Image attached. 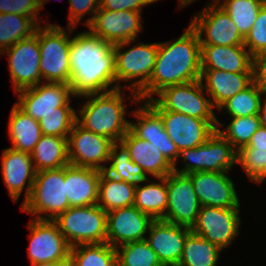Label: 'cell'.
Returning a JSON list of instances; mask_svg holds the SVG:
<instances>
[{
	"mask_svg": "<svg viewBox=\"0 0 266 266\" xmlns=\"http://www.w3.org/2000/svg\"><path fill=\"white\" fill-rule=\"evenodd\" d=\"M114 45L89 30L72 37L70 75L72 95L82 97L117 89Z\"/></svg>",
	"mask_w": 266,
	"mask_h": 266,
	"instance_id": "1",
	"label": "cell"
},
{
	"mask_svg": "<svg viewBox=\"0 0 266 266\" xmlns=\"http://www.w3.org/2000/svg\"><path fill=\"white\" fill-rule=\"evenodd\" d=\"M201 45L189 25L176 40L158 43L155 67L149 82L138 92L140 100L149 101L164 88L200 80Z\"/></svg>",
	"mask_w": 266,
	"mask_h": 266,
	"instance_id": "2",
	"label": "cell"
},
{
	"mask_svg": "<svg viewBox=\"0 0 266 266\" xmlns=\"http://www.w3.org/2000/svg\"><path fill=\"white\" fill-rule=\"evenodd\" d=\"M122 88L103 93L82 96L87 99L81 109L76 110V123L85 130L120 142L129 131L130 122L125 119L126 105Z\"/></svg>",
	"mask_w": 266,
	"mask_h": 266,
	"instance_id": "3",
	"label": "cell"
},
{
	"mask_svg": "<svg viewBox=\"0 0 266 266\" xmlns=\"http://www.w3.org/2000/svg\"><path fill=\"white\" fill-rule=\"evenodd\" d=\"M136 43V40L126 41L115 44V70H116V86L121 88V82H130L126 89L132 92L130 100L132 103L140 102L138 92L149 82L153 73L155 62L158 54V43H136L128 50H124ZM139 78V79H138Z\"/></svg>",
	"mask_w": 266,
	"mask_h": 266,
	"instance_id": "4",
	"label": "cell"
},
{
	"mask_svg": "<svg viewBox=\"0 0 266 266\" xmlns=\"http://www.w3.org/2000/svg\"><path fill=\"white\" fill-rule=\"evenodd\" d=\"M67 30L57 24L38 26V42L40 47V73L42 82H61L69 84L70 75V45L74 27Z\"/></svg>",
	"mask_w": 266,
	"mask_h": 266,
	"instance_id": "5",
	"label": "cell"
},
{
	"mask_svg": "<svg viewBox=\"0 0 266 266\" xmlns=\"http://www.w3.org/2000/svg\"><path fill=\"white\" fill-rule=\"evenodd\" d=\"M64 183V167L36 172L31 194L21 210L35 219L55 220L70 207Z\"/></svg>",
	"mask_w": 266,
	"mask_h": 266,
	"instance_id": "6",
	"label": "cell"
},
{
	"mask_svg": "<svg viewBox=\"0 0 266 266\" xmlns=\"http://www.w3.org/2000/svg\"><path fill=\"white\" fill-rule=\"evenodd\" d=\"M180 156L183 160H180ZM185 165L176 168L177 162ZM237 165V150L217 130L204 144L179 151V158L173 164V170L182 174L194 172H229Z\"/></svg>",
	"mask_w": 266,
	"mask_h": 266,
	"instance_id": "7",
	"label": "cell"
},
{
	"mask_svg": "<svg viewBox=\"0 0 266 266\" xmlns=\"http://www.w3.org/2000/svg\"><path fill=\"white\" fill-rule=\"evenodd\" d=\"M54 221L71 247L106 242L107 212L98 204L69 207Z\"/></svg>",
	"mask_w": 266,
	"mask_h": 266,
	"instance_id": "8",
	"label": "cell"
},
{
	"mask_svg": "<svg viewBox=\"0 0 266 266\" xmlns=\"http://www.w3.org/2000/svg\"><path fill=\"white\" fill-rule=\"evenodd\" d=\"M42 84V85H41ZM15 104L28 116L40 121L50 113H76L71 107V86L61 82H42L17 91Z\"/></svg>",
	"mask_w": 266,
	"mask_h": 266,
	"instance_id": "9",
	"label": "cell"
},
{
	"mask_svg": "<svg viewBox=\"0 0 266 266\" xmlns=\"http://www.w3.org/2000/svg\"><path fill=\"white\" fill-rule=\"evenodd\" d=\"M200 80L177 84L164 88L153 98L165 111L178 112L202 120H217L210 98L206 97Z\"/></svg>",
	"mask_w": 266,
	"mask_h": 266,
	"instance_id": "10",
	"label": "cell"
},
{
	"mask_svg": "<svg viewBox=\"0 0 266 266\" xmlns=\"http://www.w3.org/2000/svg\"><path fill=\"white\" fill-rule=\"evenodd\" d=\"M30 230L28 256L31 264L69 263L71 246L54 220L33 219Z\"/></svg>",
	"mask_w": 266,
	"mask_h": 266,
	"instance_id": "11",
	"label": "cell"
},
{
	"mask_svg": "<svg viewBox=\"0 0 266 266\" xmlns=\"http://www.w3.org/2000/svg\"><path fill=\"white\" fill-rule=\"evenodd\" d=\"M240 224V208L201 206L190 230L224 250L240 235Z\"/></svg>",
	"mask_w": 266,
	"mask_h": 266,
	"instance_id": "12",
	"label": "cell"
},
{
	"mask_svg": "<svg viewBox=\"0 0 266 266\" xmlns=\"http://www.w3.org/2000/svg\"><path fill=\"white\" fill-rule=\"evenodd\" d=\"M7 55L8 69L15 93L42 82L40 73V47L38 27L35 33L3 50L0 56Z\"/></svg>",
	"mask_w": 266,
	"mask_h": 266,
	"instance_id": "13",
	"label": "cell"
},
{
	"mask_svg": "<svg viewBox=\"0 0 266 266\" xmlns=\"http://www.w3.org/2000/svg\"><path fill=\"white\" fill-rule=\"evenodd\" d=\"M147 102L160 114L166 133L179 151L204 144L218 126L217 120H202L178 112L165 111L154 99Z\"/></svg>",
	"mask_w": 266,
	"mask_h": 266,
	"instance_id": "14",
	"label": "cell"
},
{
	"mask_svg": "<svg viewBox=\"0 0 266 266\" xmlns=\"http://www.w3.org/2000/svg\"><path fill=\"white\" fill-rule=\"evenodd\" d=\"M193 16L189 25L197 33L200 45H244V37L218 4L206 5Z\"/></svg>",
	"mask_w": 266,
	"mask_h": 266,
	"instance_id": "15",
	"label": "cell"
},
{
	"mask_svg": "<svg viewBox=\"0 0 266 266\" xmlns=\"http://www.w3.org/2000/svg\"><path fill=\"white\" fill-rule=\"evenodd\" d=\"M168 204L163 221L191 228L200 210V203L188 174L175 172L166 177Z\"/></svg>",
	"mask_w": 266,
	"mask_h": 266,
	"instance_id": "16",
	"label": "cell"
},
{
	"mask_svg": "<svg viewBox=\"0 0 266 266\" xmlns=\"http://www.w3.org/2000/svg\"><path fill=\"white\" fill-rule=\"evenodd\" d=\"M113 143L110 138L94 134L75 123L67 137L69 163L74 166L106 170L102 163L108 164Z\"/></svg>",
	"mask_w": 266,
	"mask_h": 266,
	"instance_id": "17",
	"label": "cell"
},
{
	"mask_svg": "<svg viewBox=\"0 0 266 266\" xmlns=\"http://www.w3.org/2000/svg\"><path fill=\"white\" fill-rule=\"evenodd\" d=\"M142 19L141 12L109 11L99 7L93 21L87 27L93 35L115 45L136 40L143 28Z\"/></svg>",
	"mask_w": 266,
	"mask_h": 266,
	"instance_id": "18",
	"label": "cell"
},
{
	"mask_svg": "<svg viewBox=\"0 0 266 266\" xmlns=\"http://www.w3.org/2000/svg\"><path fill=\"white\" fill-rule=\"evenodd\" d=\"M228 172H194L188 174L201 206L240 208L234 182Z\"/></svg>",
	"mask_w": 266,
	"mask_h": 266,
	"instance_id": "19",
	"label": "cell"
},
{
	"mask_svg": "<svg viewBox=\"0 0 266 266\" xmlns=\"http://www.w3.org/2000/svg\"><path fill=\"white\" fill-rule=\"evenodd\" d=\"M154 220L134 205L107 213L106 242L116 248L120 245L146 239Z\"/></svg>",
	"mask_w": 266,
	"mask_h": 266,
	"instance_id": "20",
	"label": "cell"
},
{
	"mask_svg": "<svg viewBox=\"0 0 266 266\" xmlns=\"http://www.w3.org/2000/svg\"><path fill=\"white\" fill-rule=\"evenodd\" d=\"M134 109L136 123L130 121L129 129L141 139L155 145L161 154L173 165L179 158V149L170 139L164 128L160 114L147 102Z\"/></svg>",
	"mask_w": 266,
	"mask_h": 266,
	"instance_id": "21",
	"label": "cell"
},
{
	"mask_svg": "<svg viewBox=\"0 0 266 266\" xmlns=\"http://www.w3.org/2000/svg\"><path fill=\"white\" fill-rule=\"evenodd\" d=\"M1 171L9 196L16 203L27 184L24 200L29 198L36 177L31 154L13 148L2 151Z\"/></svg>",
	"mask_w": 266,
	"mask_h": 266,
	"instance_id": "22",
	"label": "cell"
},
{
	"mask_svg": "<svg viewBox=\"0 0 266 266\" xmlns=\"http://www.w3.org/2000/svg\"><path fill=\"white\" fill-rule=\"evenodd\" d=\"M189 227L168 223L163 220H154L149 227L146 241L157 254L162 264L178 266Z\"/></svg>",
	"mask_w": 266,
	"mask_h": 266,
	"instance_id": "23",
	"label": "cell"
},
{
	"mask_svg": "<svg viewBox=\"0 0 266 266\" xmlns=\"http://www.w3.org/2000/svg\"><path fill=\"white\" fill-rule=\"evenodd\" d=\"M253 56L244 45H201V70L253 73Z\"/></svg>",
	"mask_w": 266,
	"mask_h": 266,
	"instance_id": "24",
	"label": "cell"
},
{
	"mask_svg": "<svg viewBox=\"0 0 266 266\" xmlns=\"http://www.w3.org/2000/svg\"><path fill=\"white\" fill-rule=\"evenodd\" d=\"M101 170L74 165L64 166L66 197L70 207L97 204Z\"/></svg>",
	"mask_w": 266,
	"mask_h": 266,
	"instance_id": "25",
	"label": "cell"
},
{
	"mask_svg": "<svg viewBox=\"0 0 266 266\" xmlns=\"http://www.w3.org/2000/svg\"><path fill=\"white\" fill-rule=\"evenodd\" d=\"M200 81L204 90L210 96L213 107L218 109L229 98L235 96L253 82V73L201 70Z\"/></svg>",
	"mask_w": 266,
	"mask_h": 266,
	"instance_id": "26",
	"label": "cell"
},
{
	"mask_svg": "<svg viewBox=\"0 0 266 266\" xmlns=\"http://www.w3.org/2000/svg\"><path fill=\"white\" fill-rule=\"evenodd\" d=\"M121 142L130 153V159L138 164L146 175L166 177L173 171V165L161 154L159 149L147 140L137 137L130 129Z\"/></svg>",
	"mask_w": 266,
	"mask_h": 266,
	"instance_id": "27",
	"label": "cell"
},
{
	"mask_svg": "<svg viewBox=\"0 0 266 266\" xmlns=\"http://www.w3.org/2000/svg\"><path fill=\"white\" fill-rule=\"evenodd\" d=\"M8 137L13 149L31 154L42 136L39 121L28 116L16 104L9 117Z\"/></svg>",
	"mask_w": 266,
	"mask_h": 266,
	"instance_id": "28",
	"label": "cell"
},
{
	"mask_svg": "<svg viewBox=\"0 0 266 266\" xmlns=\"http://www.w3.org/2000/svg\"><path fill=\"white\" fill-rule=\"evenodd\" d=\"M135 187L101 171L97 204L107 213L134 205Z\"/></svg>",
	"mask_w": 266,
	"mask_h": 266,
	"instance_id": "29",
	"label": "cell"
},
{
	"mask_svg": "<svg viewBox=\"0 0 266 266\" xmlns=\"http://www.w3.org/2000/svg\"><path fill=\"white\" fill-rule=\"evenodd\" d=\"M31 157L36 172L69 165L67 138L42 135Z\"/></svg>",
	"mask_w": 266,
	"mask_h": 266,
	"instance_id": "30",
	"label": "cell"
},
{
	"mask_svg": "<svg viewBox=\"0 0 266 266\" xmlns=\"http://www.w3.org/2000/svg\"><path fill=\"white\" fill-rule=\"evenodd\" d=\"M156 179L159 181L148 179L147 184L135 187L134 206L153 220H162L167 210L168 192L165 177Z\"/></svg>",
	"mask_w": 266,
	"mask_h": 266,
	"instance_id": "31",
	"label": "cell"
},
{
	"mask_svg": "<svg viewBox=\"0 0 266 266\" xmlns=\"http://www.w3.org/2000/svg\"><path fill=\"white\" fill-rule=\"evenodd\" d=\"M109 162L105 171L116 179L134 186L148 180L143 169L130 159L129 150L121 141L112 144Z\"/></svg>",
	"mask_w": 266,
	"mask_h": 266,
	"instance_id": "32",
	"label": "cell"
},
{
	"mask_svg": "<svg viewBox=\"0 0 266 266\" xmlns=\"http://www.w3.org/2000/svg\"><path fill=\"white\" fill-rule=\"evenodd\" d=\"M221 251L209 240L190 232L185 239L178 266H216Z\"/></svg>",
	"mask_w": 266,
	"mask_h": 266,
	"instance_id": "33",
	"label": "cell"
},
{
	"mask_svg": "<svg viewBox=\"0 0 266 266\" xmlns=\"http://www.w3.org/2000/svg\"><path fill=\"white\" fill-rule=\"evenodd\" d=\"M70 266H117L116 248L107 242L71 247Z\"/></svg>",
	"mask_w": 266,
	"mask_h": 266,
	"instance_id": "34",
	"label": "cell"
},
{
	"mask_svg": "<svg viewBox=\"0 0 266 266\" xmlns=\"http://www.w3.org/2000/svg\"><path fill=\"white\" fill-rule=\"evenodd\" d=\"M37 27L30 17L0 13V53L20 40L31 37Z\"/></svg>",
	"mask_w": 266,
	"mask_h": 266,
	"instance_id": "35",
	"label": "cell"
},
{
	"mask_svg": "<svg viewBox=\"0 0 266 266\" xmlns=\"http://www.w3.org/2000/svg\"><path fill=\"white\" fill-rule=\"evenodd\" d=\"M213 4H218L230 16L244 38L252 28L263 5L259 0H213L207 5Z\"/></svg>",
	"mask_w": 266,
	"mask_h": 266,
	"instance_id": "36",
	"label": "cell"
},
{
	"mask_svg": "<svg viewBox=\"0 0 266 266\" xmlns=\"http://www.w3.org/2000/svg\"><path fill=\"white\" fill-rule=\"evenodd\" d=\"M265 91L254 81L244 90L223 103L218 111H225L230 117L259 115L260 102Z\"/></svg>",
	"mask_w": 266,
	"mask_h": 266,
	"instance_id": "37",
	"label": "cell"
},
{
	"mask_svg": "<svg viewBox=\"0 0 266 266\" xmlns=\"http://www.w3.org/2000/svg\"><path fill=\"white\" fill-rule=\"evenodd\" d=\"M117 266H158L161 262L147 241L140 240L116 247Z\"/></svg>",
	"mask_w": 266,
	"mask_h": 266,
	"instance_id": "38",
	"label": "cell"
},
{
	"mask_svg": "<svg viewBox=\"0 0 266 266\" xmlns=\"http://www.w3.org/2000/svg\"><path fill=\"white\" fill-rule=\"evenodd\" d=\"M231 118L226 128L217 126L216 130L238 151L249 143L251 136L259 129L260 118L259 115Z\"/></svg>",
	"mask_w": 266,
	"mask_h": 266,
	"instance_id": "39",
	"label": "cell"
},
{
	"mask_svg": "<svg viewBox=\"0 0 266 266\" xmlns=\"http://www.w3.org/2000/svg\"><path fill=\"white\" fill-rule=\"evenodd\" d=\"M77 113H50L39 121L42 135L67 138L74 124Z\"/></svg>",
	"mask_w": 266,
	"mask_h": 266,
	"instance_id": "40",
	"label": "cell"
},
{
	"mask_svg": "<svg viewBox=\"0 0 266 266\" xmlns=\"http://www.w3.org/2000/svg\"><path fill=\"white\" fill-rule=\"evenodd\" d=\"M237 164H240L251 182L262 184L266 180V153L237 152Z\"/></svg>",
	"mask_w": 266,
	"mask_h": 266,
	"instance_id": "41",
	"label": "cell"
},
{
	"mask_svg": "<svg viewBox=\"0 0 266 266\" xmlns=\"http://www.w3.org/2000/svg\"><path fill=\"white\" fill-rule=\"evenodd\" d=\"M47 1L49 2V0H0V13H13L30 17L39 26L42 24H40L41 20L38 17Z\"/></svg>",
	"mask_w": 266,
	"mask_h": 266,
	"instance_id": "42",
	"label": "cell"
},
{
	"mask_svg": "<svg viewBox=\"0 0 266 266\" xmlns=\"http://www.w3.org/2000/svg\"><path fill=\"white\" fill-rule=\"evenodd\" d=\"M244 46L252 56L266 50V4L260 8L252 28L244 38Z\"/></svg>",
	"mask_w": 266,
	"mask_h": 266,
	"instance_id": "43",
	"label": "cell"
},
{
	"mask_svg": "<svg viewBox=\"0 0 266 266\" xmlns=\"http://www.w3.org/2000/svg\"><path fill=\"white\" fill-rule=\"evenodd\" d=\"M69 2V16L67 27H76L83 20L86 14L92 16L85 21L88 26L94 19L96 12L100 7V0H68Z\"/></svg>",
	"mask_w": 266,
	"mask_h": 266,
	"instance_id": "44",
	"label": "cell"
},
{
	"mask_svg": "<svg viewBox=\"0 0 266 266\" xmlns=\"http://www.w3.org/2000/svg\"><path fill=\"white\" fill-rule=\"evenodd\" d=\"M159 0H100V8L109 11L130 10L143 12V7Z\"/></svg>",
	"mask_w": 266,
	"mask_h": 266,
	"instance_id": "45",
	"label": "cell"
},
{
	"mask_svg": "<svg viewBox=\"0 0 266 266\" xmlns=\"http://www.w3.org/2000/svg\"><path fill=\"white\" fill-rule=\"evenodd\" d=\"M253 81L266 92V50L253 56Z\"/></svg>",
	"mask_w": 266,
	"mask_h": 266,
	"instance_id": "46",
	"label": "cell"
},
{
	"mask_svg": "<svg viewBox=\"0 0 266 266\" xmlns=\"http://www.w3.org/2000/svg\"><path fill=\"white\" fill-rule=\"evenodd\" d=\"M237 152H263L266 153V128L260 126L251 136L249 143Z\"/></svg>",
	"mask_w": 266,
	"mask_h": 266,
	"instance_id": "47",
	"label": "cell"
},
{
	"mask_svg": "<svg viewBox=\"0 0 266 266\" xmlns=\"http://www.w3.org/2000/svg\"><path fill=\"white\" fill-rule=\"evenodd\" d=\"M266 95V92H265ZM265 98V99H264ZM260 126L266 128V97L262 96L259 109Z\"/></svg>",
	"mask_w": 266,
	"mask_h": 266,
	"instance_id": "48",
	"label": "cell"
},
{
	"mask_svg": "<svg viewBox=\"0 0 266 266\" xmlns=\"http://www.w3.org/2000/svg\"><path fill=\"white\" fill-rule=\"evenodd\" d=\"M32 266H68L69 263H37L31 264Z\"/></svg>",
	"mask_w": 266,
	"mask_h": 266,
	"instance_id": "49",
	"label": "cell"
},
{
	"mask_svg": "<svg viewBox=\"0 0 266 266\" xmlns=\"http://www.w3.org/2000/svg\"><path fill=\"white\" fill-rule=\"evenodd\" d=\"M178 1H179L178 8H181V7H186L189 4H192V2L196 0H178Z\"/></svg>",
	"mask_w": 266,
	"mask_h": 266,
	"instance_id": "50",
	"label": "cell"
},
{
	"mask_svg": "<svg viewBox=\"0 0 266 266\" xmlns=\"http://www.w3.org/2000/svg\"><path fill=\"white\" fill-rule=\"evenodd\" d=\"M158 266H175V265H170V264H160V265H158Z\"/></svg>",
	"mask_w": 266,
	"mask_h": 266,
	"instance_id": "51",
	"label": "cell"
},
{
	"mask_svg": "<svg viewBox=\"0 0 266 266\" xmlns=\"http://www.w3.org/2000/svg\"><path fill=\"white\" fill-rule=\"evenodd\" d=\"M259 1H261L263 4H266V0H259Z\"/></svg>",
	"mask_w": 266,
	"mask_h": 266,
	"instance_id": "52",
	"label": "cell"
}]
</instances>
